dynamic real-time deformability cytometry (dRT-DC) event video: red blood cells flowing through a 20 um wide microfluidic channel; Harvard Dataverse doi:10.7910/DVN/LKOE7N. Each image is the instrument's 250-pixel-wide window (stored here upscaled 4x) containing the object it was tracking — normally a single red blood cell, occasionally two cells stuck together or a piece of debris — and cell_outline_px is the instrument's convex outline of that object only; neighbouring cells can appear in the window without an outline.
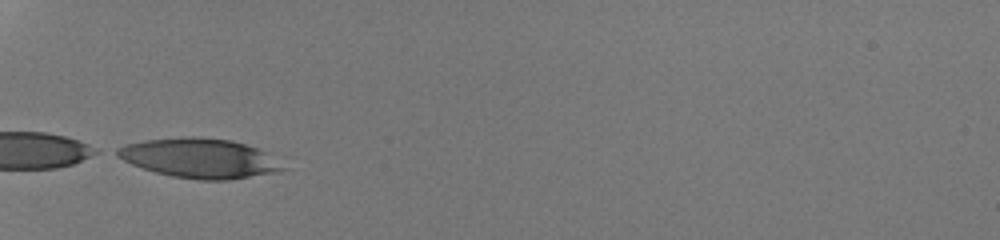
{"species": "human", "species_latin": "Homo sapiens", "temperature_condition": "room temperature", "stored_images_in_passage": 16, "camera_frame_rate_fps": 3000, "um_per_image_px": 0.085, "donor": {"sex": "male"}, "frame": {"image": 1, "passage_image": 1, "time_ms": 0.0, "image_size_px": [1000, 240], "cell_outline_px": [[288, 168], [280, 172], [228, 180], [200, 180], [172, 176], [156, 172], [132, 164], [108, 152], [116, 148], [128, 144], [144, 140], [184, 136], [200, 136], [232, 140], [268, 152]], "centroid_in_image_um": [16.98, 13.44], "position_along_channel_um": 68.0, "area_um2": 38.67}}
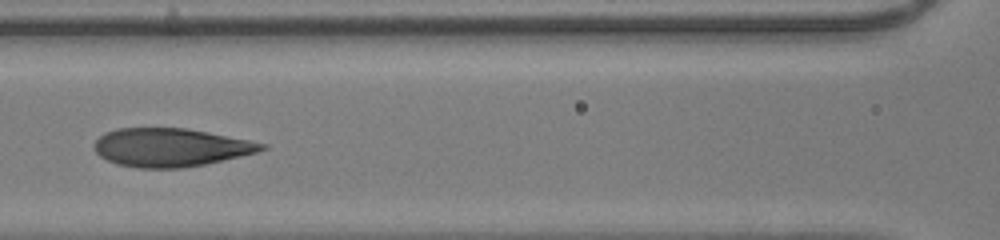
{"frame": {"image": 2, "passage_image": 8, "time_ms": 2.333, "image_size_px": [1000, 240], "cell_outline_px": [[268, 148], [256, 152], [240, 156], [204, 164], [180, 168], [136, 168], [116, 164], [100, 156], [96, 152], [92, 144], [104, 132], [116, 128], [188, 128], [268, 144]], "centroid_in_image_um": [14.46, 12.52], "position_along_channel_um": 152.1, "area_um2": 37.4}}
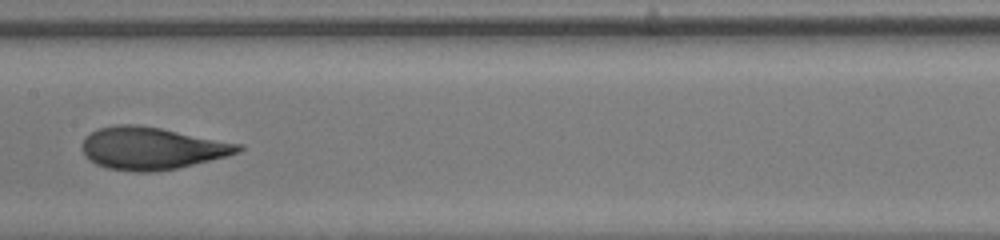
{"frame": {"image": 3, "passage_image": 11, "time_ms": 3.333, "image_size_px": [1000, 240], "cell_outline_px": [[244, 148], [240, 152], [228, 156], [176, 168], [152, 172], [136, 172], [108, 168], [96, 164], [88, 160], [84, 156], [80, 148], [80, 144], [96, 128], [116, 124], [136, 124], [160, 128], [244, 144]], "centroid_in_image_um": [12.89, 12.6], "position_along_channel_um": 194.5, "area_um2": 38.78}}